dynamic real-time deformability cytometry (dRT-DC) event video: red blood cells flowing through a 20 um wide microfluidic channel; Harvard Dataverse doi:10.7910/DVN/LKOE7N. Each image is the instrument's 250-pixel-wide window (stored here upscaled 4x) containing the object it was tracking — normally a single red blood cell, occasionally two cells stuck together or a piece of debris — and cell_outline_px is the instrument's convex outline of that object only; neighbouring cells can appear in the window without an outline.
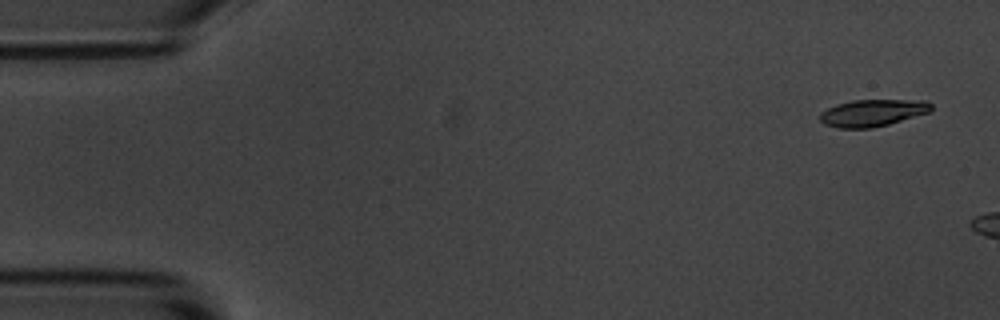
{"species": "common noctule bat (a hibernating species)", "species_latin": "Nyctalus noctula", "temperature_condition": "room temperature", "stored_images_in_passage": 4, "camera_frame_rate_fps": 3000, "um_per_image_px": 0.085, "animal": {"sex": "male", "body_mass_g": 20.1, "forearm_length_mm": 53.5}, "frame": {"image": 1, "passage_image": 4, "time_ms": 1.0, "image_size_px": [1000, 320], "cell_outline_px": [[932, 112], [888, 124], [872, 128], [836, 128], [824, 124], [820, 120], [820, 112], [836, 104], [852, 100], [928, 100], [932, 104]], "centroid_in_image_um": [74.19, 9.59], "position_along_channel_um": 10.8, "area_um2": 17.69}}